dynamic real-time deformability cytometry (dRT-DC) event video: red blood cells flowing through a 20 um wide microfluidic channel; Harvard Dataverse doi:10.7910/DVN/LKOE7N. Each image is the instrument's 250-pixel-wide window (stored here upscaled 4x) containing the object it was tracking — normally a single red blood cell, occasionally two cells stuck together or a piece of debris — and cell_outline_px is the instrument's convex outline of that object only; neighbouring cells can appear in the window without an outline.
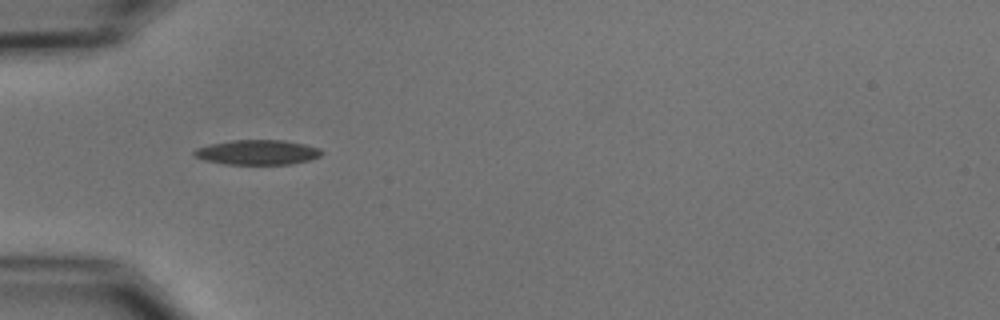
{"species": "common noctule bat (a hibernating species)", "species_latin": "Nyctalus noctula", "temperature_condition": "cold", "stored_images_in_passage": 1, "camera_frame_rate_fps": 3000, "um_per_image_px": 0.085, "animal": {"sex": "male", "body_mass_g": 15.6}, "frame": {"image": 1, "passage_image": 1, "time_ms": 0.0, "image_size_px": [1000, 320], "cell_outline_px": [[324, 152], [320, 156], [308, 160], [292, 164], [224, 164], [204, 160], [192, 156], [192, 152], [196, 148], [208, 144], [232, 140], [284, 140], [304, 144], [320, 148]], "centroid_in_image_um": [21.85, 12.94], "position_along_channel_um": 63.2, "area_um2": 18.61}}